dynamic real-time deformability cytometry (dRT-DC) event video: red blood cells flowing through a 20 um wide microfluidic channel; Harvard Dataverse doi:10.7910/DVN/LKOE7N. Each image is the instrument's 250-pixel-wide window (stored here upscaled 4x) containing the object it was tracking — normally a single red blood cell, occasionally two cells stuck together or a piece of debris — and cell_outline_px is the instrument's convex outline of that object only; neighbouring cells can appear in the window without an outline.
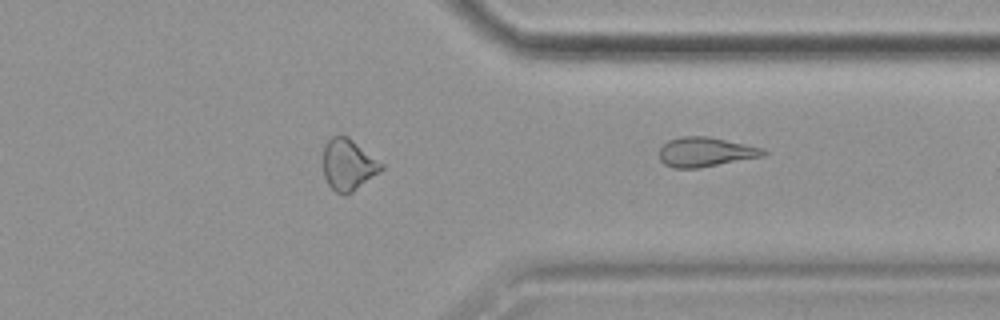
{"species": "common noctule bat (a hibernating species)", "species_latin": "Nyctalus noctula", "temperature_condition": "cold", "stored_images_in_passage": 44, "segment_of_instrument_passage": [2, 2], "camera_frame_rate_fps": 3000, "um_per_image_px": 0.085, "animal": {"sex": "female", "body_mass_g": 19.9}, "frame": {"image": 1, "passage_image": 44, "time_ms": 14.333, "image_size_px": [1000, 320], "cell_outline_px": [[768, 152], [764, 156], [700, 168], [672, 168], [664, 164], [660, 160], [660, 148], [668, 140], [680, 136], [708, 136], [764, 148]], "centroid_in_image_um": [59.97, 12.92], "position_along_channel_um": 351.4, "area_um2": 18.03}}